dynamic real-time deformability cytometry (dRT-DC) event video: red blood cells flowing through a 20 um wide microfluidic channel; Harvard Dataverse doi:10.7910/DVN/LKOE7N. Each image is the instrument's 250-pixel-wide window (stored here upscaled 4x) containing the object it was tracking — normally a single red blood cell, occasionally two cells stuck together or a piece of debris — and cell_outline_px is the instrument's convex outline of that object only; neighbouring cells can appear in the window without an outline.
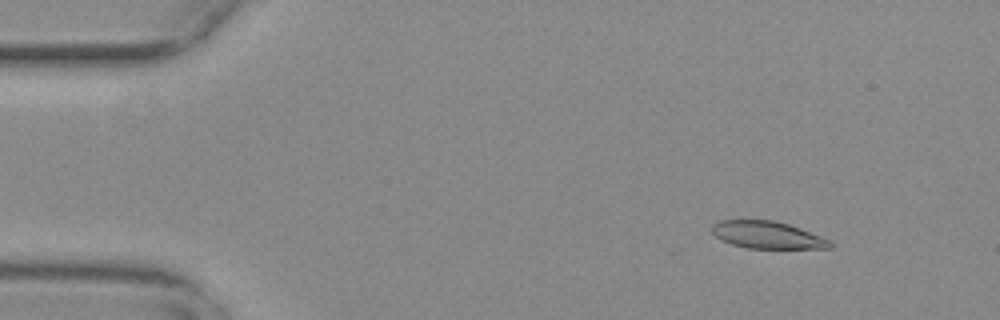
{"species": "common noctule bat (a hibernating species)", "species_latin": "Nyctalus noctula", "temperature_condition": "warm", "stored_images_in_passage": 55, "camera_frame_rate_fps": 3000, "um_per_image_px": 0.085, "animal": {"sex": "female", "body_mass_g": 29.2, "forearm_length_mm": 56.3}, "frame": {"image": 1, "passage_image": 7, "time_ms": 2.0, "image_size_px": [1000, 320], "cell_outline_px": [[832, 248], [748, 248], [732, 244], [720, 240], [712, 232], [712, 224], [720, 220], [772, 220], [788, 224], [800, 228], [832, 240]], "centroid_in_image_um": [65.23, 19.97], "position_along_channel_um": 19.8, "area_um2": 18.73}}
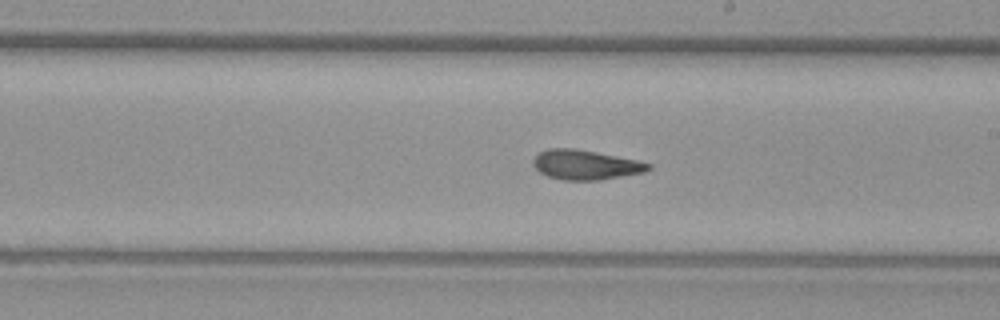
{"frame": {"image": 2, "passage_image": 32, "time_ms": 10.333, "image_size_px": [1000, 320], "cell_outline_px": [[652, 168], [644, 172], [600, 180], [560, 180], [548, 176], [540, 172], [532, 164], [532, 160], [540, 152], [548, 148], [572, 148], [596, 152], [636, 160], [652, 164]], "centroid_in_image_um": [49.75, 14.01], "position_along_channel_um": 239.2, "area_um2": 19.83}}
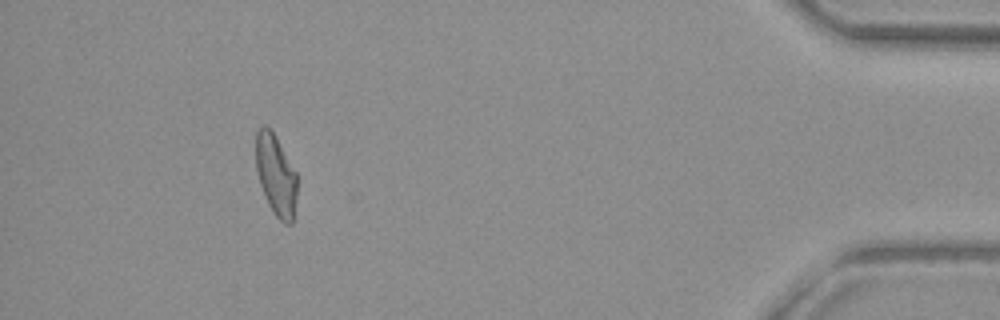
{"frame": {"image": 3, "passage_image": 51, "time_ms": 16.667, "image_size_px": [1000, 320], "cell_outline_px": [[296, 196], [292, 224], [284, 224], [276, 216], [268, 204], [264, 196], [260, 184], [256, 168], [256, 132], [264, 124], [276, 136], [296, 172]], "centroid_in_image_um": [23.44, 14.89], "position_along_channel_um": 411.8, "area_um2": 19.31}, "authors_computed_cell_mechanics": {"area_um2": 19.941, "velocity_mm_per_s": 3.7436, "shape_relaxation_time_tau1_ms": 6.6926, "shape_relaxation_time_tau2_ms": 3.762, "deformation_change_tau1": 0.198, "deformation_change_tau2": 0.1276}}